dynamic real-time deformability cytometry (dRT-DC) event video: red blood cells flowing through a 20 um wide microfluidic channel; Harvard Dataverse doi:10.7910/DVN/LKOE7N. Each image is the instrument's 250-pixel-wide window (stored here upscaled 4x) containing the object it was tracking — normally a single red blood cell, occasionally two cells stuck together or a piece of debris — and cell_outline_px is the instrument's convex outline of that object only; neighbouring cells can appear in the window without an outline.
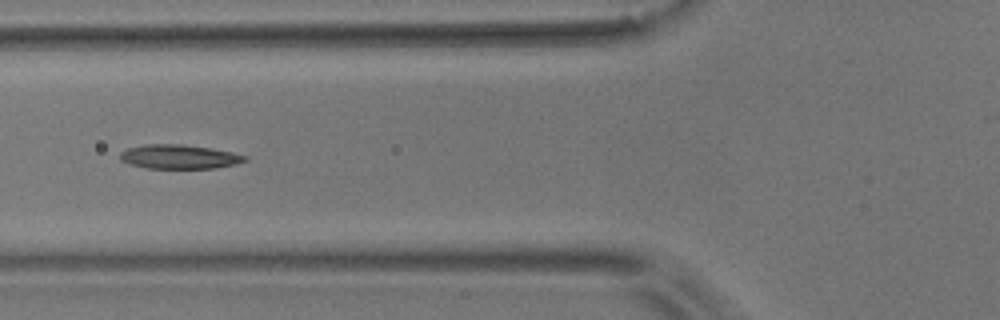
{"species": "common noctule bat (a hibernating species)", "species_latin": "Nyctalus noctula", "temperature_condition": "room temperature", "stored_images_in_passage": 6, "camera_frame_rate_fps": 3000, "um_per_image_px": 0.085, "animal": {"sex": "male", "body_mass_g": 17.9}, "frame": {"image": 1, "passage_image": 5, "time_ms": 4.667, "image_size_px": [1000, 320], "cell_outline_px": [[248, 160], [236, 164], [216, 168], [148, 168], [132, 164], [120, 160], [120, 152], [128, 148], [144, 144], [180, 144], [208, 148], [232, 152], [248, 156]], "centroid_in_image_um": [15.25, 13.32], "position_along_channel_um": 110.5, "area_um2": 17.46}}
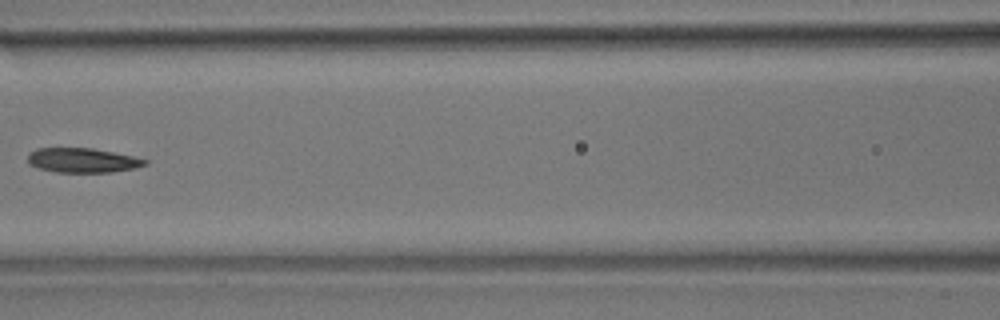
{"frame": {"image": 2, "passage_image": 6, "time_ms": 6.0, "image_size_px": [1000, 320], "cell_outline_px": [[148, 164], [136, 168], [112, 172], [56, 172], [36, 168], [28, 164], [28, 156], [36, 148], [92, 148], [132, 156], [148, 160]], "centroid_in_image_um": [7.01, 13.63], "position_along_channel_um": 159.6, "area_um2": 16.76}}